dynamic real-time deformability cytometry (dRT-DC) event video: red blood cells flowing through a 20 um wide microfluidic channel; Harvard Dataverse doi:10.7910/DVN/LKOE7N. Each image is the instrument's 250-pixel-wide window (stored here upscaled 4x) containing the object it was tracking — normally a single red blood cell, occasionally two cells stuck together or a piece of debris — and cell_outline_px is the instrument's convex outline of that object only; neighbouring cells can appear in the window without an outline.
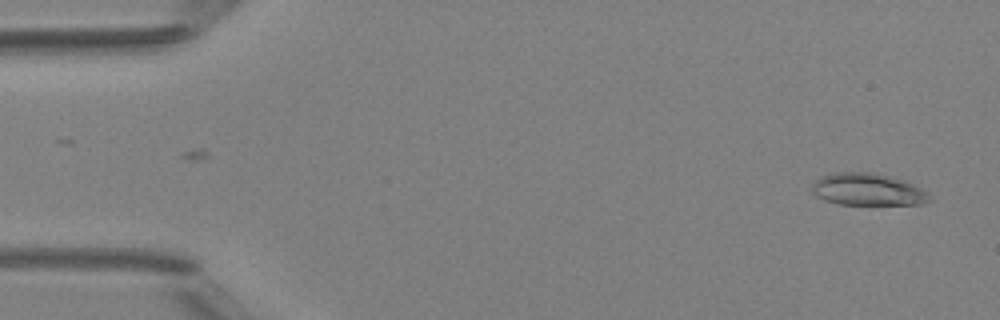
{"species": "Egyptian fruit bat (a non-hibernating species)", "species_latin": "Rousettus aegyptiacus", "temperature_condition": "room temperature", "stored_images_in_passage": 3, "camera_frame_rate_fps": 3000, "um_per_image_px": 0.085, "animal": {"sex": "female"}, "frame": {"image": 1, "passage_image": 3, "time_ms": 2.333, "image_size_px": [1000, 320], "cell_outline_px": [[932, 200], [920, 204], [840, 204], [824, 200], [816, 196], [812, 192], [812, 184], [820, 176], [836, 172], [872, 172], [904, 180], [928, 192], [932, 196]], "centroid_in_image_um": [73.75, 16.1], "position_along_channel_um": 11.2, "area_um2": 22.02}}